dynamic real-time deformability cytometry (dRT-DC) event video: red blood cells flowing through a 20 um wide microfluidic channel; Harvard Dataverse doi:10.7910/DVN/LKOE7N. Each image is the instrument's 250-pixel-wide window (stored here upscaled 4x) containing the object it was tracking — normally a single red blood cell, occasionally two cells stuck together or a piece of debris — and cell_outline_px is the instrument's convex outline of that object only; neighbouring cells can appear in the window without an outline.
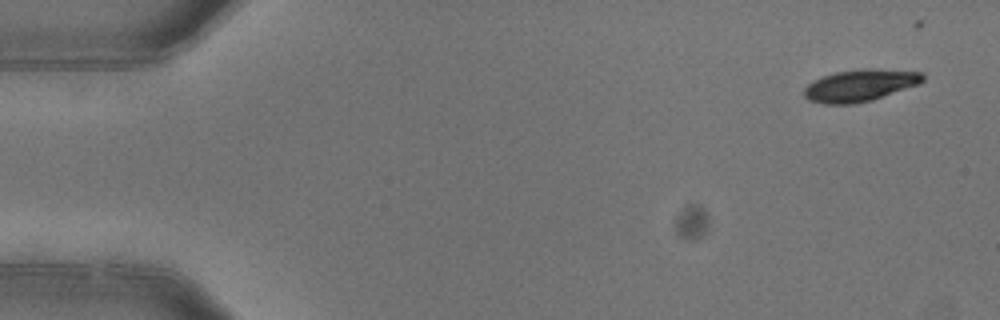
{"species": "common noctule bat (a hibernating species)", "species_latin": "Nyctalus noctula", "temperature_condition": "warm", "stored_images_in_passage": 2, "camera_frame_rate_fps": 3000, "um_per_image_px": 0.085, "animal": {"sex": "female"}, "frame": {"image": 1, "passage_image": 2, "time_ms": 0.333, "image_size_px": [1000, 320], "cell_outline_px": [[924, 80], [920, 84], [872, 100], [856, 104], [824, 104], [808, 100], [804, 96], [804, 88], [812, 80], [836, 72], [860, 68], [872, 68], [924, 72]], "centroid_in_image_um": [73.11, 7.25], "position_along_channel_um": 11.9, "area_um2": 22.37}}